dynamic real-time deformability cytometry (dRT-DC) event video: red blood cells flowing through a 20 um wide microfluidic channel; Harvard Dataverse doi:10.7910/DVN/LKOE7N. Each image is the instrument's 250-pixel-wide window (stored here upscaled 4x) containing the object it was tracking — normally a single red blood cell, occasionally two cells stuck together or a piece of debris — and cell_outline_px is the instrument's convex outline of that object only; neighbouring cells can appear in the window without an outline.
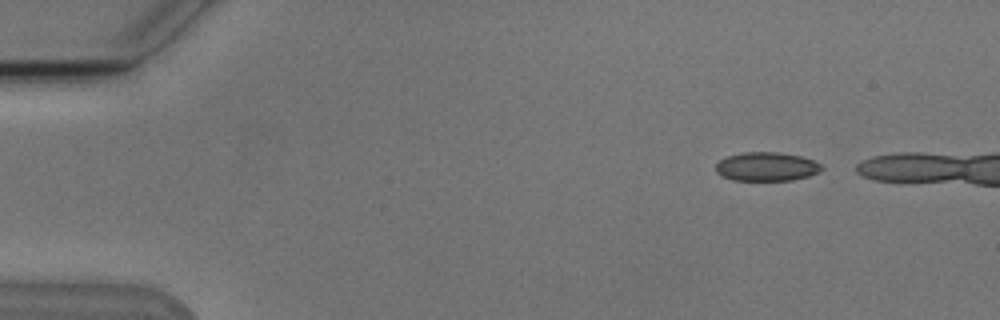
{"species": "Egyptian fruit bat (a non-hibernating species)", "species_latin": "Rousettus aegyptiacus", "temperature_condition": "cold", "stored_images_in_passage": 5, "camera_frame_rate_fps": 3000, "um_per_image_px": 0.085, "animal": {"sex": "male"}, "frame": {"image": 1, "passage_image": 2, "time_ms": 1.0, "image_size_px": [1000, 320], "cell_outline_px": [[824, 168], [820, 172], [808, 176], [792, 180], [732, 180], [720, 176], [716, 172], [716, 164], [720, 160], [728, 156], [744, 152], [780, 152], [800, 156], [812, 160], [820, 164]], "centroid_in_image_um": [65.15, 14.16], "position_along_channel_um": 19.8, "area_um2": 17.8}}